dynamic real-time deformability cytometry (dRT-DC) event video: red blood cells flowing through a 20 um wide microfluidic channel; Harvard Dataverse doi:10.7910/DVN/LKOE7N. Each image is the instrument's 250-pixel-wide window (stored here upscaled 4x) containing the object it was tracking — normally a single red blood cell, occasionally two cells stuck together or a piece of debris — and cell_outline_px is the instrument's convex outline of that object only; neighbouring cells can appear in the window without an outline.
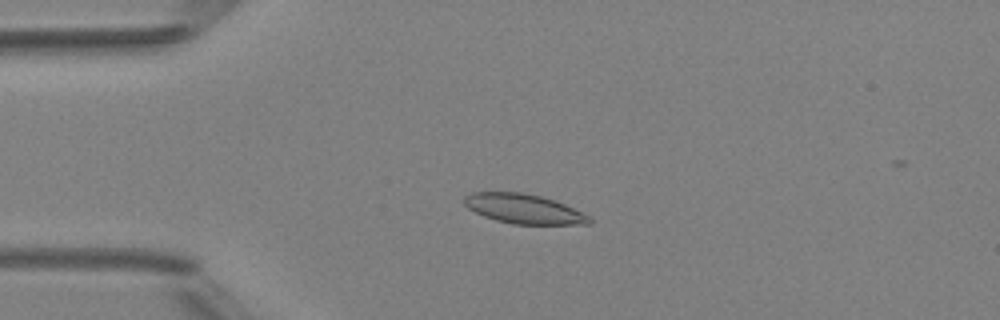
{"species": "Egyptian fruit bat (a non-hibernating species)", "species_latin": "Rousettus aegyptiacus", "temperature_condition": "room temperature", "stored_images_in_passage": 49, "camera_frame_rate_fps": 3000, "um_per_image_px": 0.085, "animal": {"sex": "female"}, "frame": {"image": 1, "passage_image": 12, "time_ms": 3.667, "image_size_px": [1000, 320], "cell_outline_px": [[592, 224], [512, 224], [496, 220], [484, 216], [468, 208], [464, 204], [464, 196], [472, 192], [524, 192], [556, 200], [588, 216], [592, 220]], "centroid_in_image_um": [44.5, 17.74], "position_along_channel_um": 40.5, "area_um2": 21.44}}
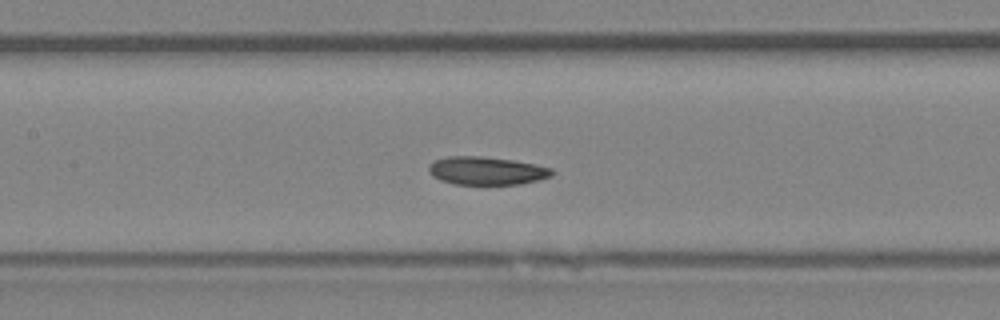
{"frame": {"image": 2, "passage_image": 23, "time_ms": 7.333, "image_size_px": [1000, 320], "cell_outline_px": [[556, 172], [552, 176], [540, 180], [520, 184], [452, 184], [440, 180], [432, 176], [428, 172], [428, 168], [436, 160], [448, 156], [480, 156], [512, 160], [536, 164], [552, 168]], "centroid_in_image_um": [41.4, 14.52], "position_along_channel_um": 166.0, "area_um2": 20.29}}
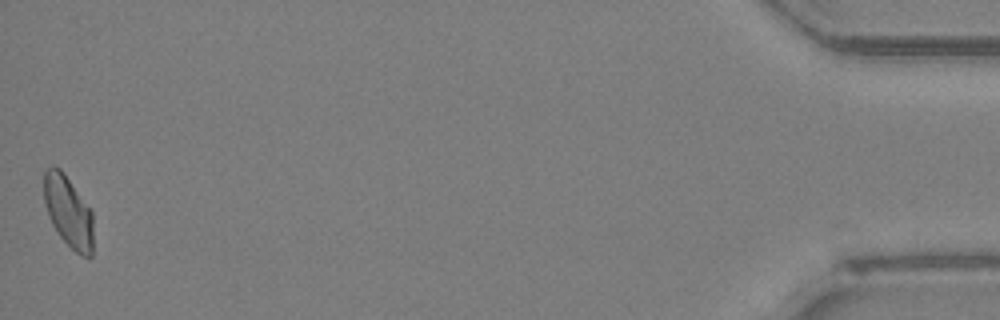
{"frame": {"image": 3, "passage_image": 49, "time_ms": 16.0, "image_size_px": [1000, 320], "cell_outline_px": [[92, 256], [80, 256], [60, 236], [52, 224], [48, 216], [44, 200], [44, 168], [52, 164], [60, 168], [64, 172], [92, 212]], "centroid_in_image_um": [5.78, 17.93], "position_along_channel_um": 429.4, "area_um2": 20.46}, "authors_computed_cell_mechanics": {"area_um2": 20.9236, "velocity_mm_per_s": 4.1642, "shape_relaxation_time_tau1_ms": 5.4634, "shape_relaxation_time_tau2_ms": 4.4503, "deformation_change_tau1": 0.0924, "deformation_change_tau2": 0.0625}}